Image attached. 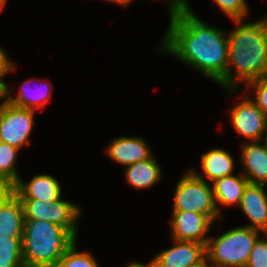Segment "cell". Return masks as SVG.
<instances>
[{"label": "cell", "instance_id": "obj_23", "mask_svg": "<svg viewBox=\"0 0 267 267\" xmlns=\"http://www.w3.org/2000/svg\"><path fill=\"white\" fill-rule=\"evenodd\" d=\"M218 7L232 20L242 19L248 14L246 0H214Z\"/></svg>", "mask_w": 267, "mask_h": 267}, {"label": "cell", "instance_id": "obj_25", "mask_svg": "<svg viewBox=\"0 0 267 267\" xmlns=\"http://www.w3.org/2000/svg\"><path fill=\"white\" fill-rule=\"evenodd\" d=\"M245 86L255 89V98L252 101L267 116V76L248 82Z\"/></svg>", "mask_w": 267, "mask_h": 267}, {"label": "cell", "instance_id": "obj_31", "mask_svg": "<svg viewBox=\"0 0 267 267\" xmlns=\"http://www.w3.org/2000/svg\"><path fill=\"white\" fill-rule=\"evenodd\" d=\"M7 97V87L0 81V99Z\"/></svg>", "mask_w": 267, "mask_h": 267}, {"label": "cell", "instance_id": "obj_30", "mask_svg": "<svg viewBox=\"0 0 267 267\" xmlns=\"http://www.w3.org/2000/svg\"><path fill=\"white\" fill-rule=\"evenodd\" d=\"M128 267H156L152 262H149V264L144 265L139 262H131V264L128 265Z\"/></svg>", "mask_w": 267, "mask_h": 267}, {"label": "cell", "instance_id": "obj_10", "mask_svg": "<svg viewBox=\"0 0 267 267\" xmlns=\"http://www.w3.org/2000/svg\"><path fill=\"white\" fill-rule=\"evenodd\" d=\"M173 242V247L161 251L151 261L156 267H189L206 256L205 244L175 239Z\"/></svg>", "mask_w": 267, "mask_h": 267}, {"label": "cell", "instance_id": "obj_2", "mask_svg": "<svg viewBox=\"0 0 267 267\" xmlns=\"http://www.w3.org/2000/svg\"><path fill=\"white\" fill-rule=\"evenodd\" d=\"M237 26L228 35V67L218 82L222 87L236 90L237 81L248 82L267 76V18L253 23L233 20ZM234 66L235 75L231 72Z\"/></svg>", "mask_w": 267, "mask_h": 267}, {"label": "cell", "instance_id": "obj_18", "mask_svg": "<svg viewBox=\"0 0 267 267\" xmlns=\"http://www.w3.org/2000/svg\"><path fill=\"white\" fill-rule=\"evenodd\" d=\"M201 164L211 182L232 175L234 168L233 158L223 149H213L201 155Z\"/></svg>", "mask_w": 267, "mask_h": 267}, {"label": "cell", "instance_id": "obj_28", "mask_svg": "<svg viewBox=\"0 0 267 267\" xmlns=\"http://www.w3.org/2000/svg\"><path fill=\"white\" fill-rule=\"evenodd\" d=\"M169 11H174L178 9H189V6L185 0H170Z\"/></svg>", "mask_w": 267, "mask_h": 267}, {"label": "cell", "instance_id": "obj_22", "mask_svg": "<svg viewBox=\"0 0 267 267\" xmlns=\"http://www.w3.org/2000/svg\"><path fill=\"white\" fill-rule=\"evenodd\" d=\"M55 267H99L88 252H77L76 241L67 249Z\"/></svg>", "mask_w": 267, "mask_h": 267}, {"label": "cell", "instance_id": "obj_6", "mask_svg": "<svg viewBox=\"0 0 267 267\" xmlns=\"http://www.w3.org/2000/svg\"><path fill=\"white\" fill-rule=\"evenodd\" d=\"M24 209V220H44L66 228L77 238V222L80 208L62 198L44 203L36 199H20Z\"/></svg>", "mask_w": 267, "mask_h": 267}, {"label": "cell", "instance_id": "obj_32", "mask_svg": "<svg viewBox=\"0 0 267 267\" xmlns=\"http://www.w3.org/2000/svg\"><path fill=\"white\" fill-rule=\"evenodd\" d=\"M107 1L115 2L124 7H127L131 3L132 0H107Z\"/></svg>", "mask_w": 267, "mask_h": 267}, {"label": "cell", "instance_id": "obj_3", "mask_svg": "<svg viewBox=\"0 0 267 267\" xmlns=\"http://www.w3.org/2000/svg\"><path fill=\"white\" fill-rule=\"evenodd\" d=\"M76 238L64 227L44 220H24L25 267H55Z\"/></svg>", "mask_w": 267, "mask_h": 267}, {"label": "cell", "instance_id": "obj_8", "mask_svg": "<svg viewBox=\"0 0 267 267\" xmlns=\"http://www.w3.org/2000/svg\"><path fill=\"white\" fill-rule=\"evenodd\" d=\"M232 126L237 133L250 141L266 139L267 116L256 106L251 98L246 97L230 110ZM263 136V138H262Z\"/></svg>", "mask_w": 267, "mask_h": 267}, {"label": "cell", "instance_id": "obj_17", "mask_svg": "<svg viewBox=\"0 0 267 267\" xmlns=\"http://www.w3.org/2000/svg\"><path fill=\"white\" fill-rule=\"evenodd\" d=\"M127 182L135 189H146L161 179V169L153 155L126 167Z\"/></svg>", "mask_w": 267, "mask_h": 267}, {"label": "cell", "instance_id": "obj_15", "mask_svg": "<svg viewBox=\"0 0 267 267\" xmlns=\"http://www.w3.org/2000/svg\"><path fill=\"white\" fill-rule=\"evenodd\" d=\"M24 209L20 198L12 191L0 200V238L22 237Z\"/></svg>", "mask_w": 267, "mask_h": 267}, {"label": "cell", "instance_id": "obj_5", "mask_svg": "<svg viewBox=\"0 0 267 267\" xmlns=\"http://www.w3.org/2000/svg\"><path fill=\"white\" fill-rule=\"evenodd\" d=\"M173 211L194 212L209 216L213 221L222 219L213 196V189L204 176L190 169L177 183Z\"/></svg>", "mask_w": 267, "mask_h": 267}, {"label": "cell", "instance_id": "obj_33", "mask_svg": "<svg viewBox=\"0 0 267 267\" xmlns=\"http://www.w3.org/2000/svg\"><path fill=\"white\" fill-rule=\"evenodd\" d=\"M5 3H6V0H0V11L3 10Z\"/></svg>", "mask_w": 267, "mask_h": 267}, {"label": "cell", "instance_id": "obj_1", "mask_svg": "<svg viewBox=\"0 0 267 267\" xmlns=\"http://www.w3.org/2000/svg\"><path fill=\"white\" fill-rule=\"evenodd\" d=\"M162 51L176 56L218 83L228 67V37L208 26L189 9L169 12Z\"/></svg>", "mask_w": 267, "mask_h": 267}, {"label": "cell", "instance_id": "obj_29", "mask_svg": "<svg viewBox=\"0 0 267 267\" xmlns=\"http://www.w3.org/2000/svg\"><path fill=\"white\" fill-rule=\"evenodd\" d=\"M189 267H212V265L209 263L207 256H205L200 262Z\"/></svg>", "mask_w": 267, "mask_h": 267}, {"label": "cell", "instance_id": "obj_7", "mask_svg": "<svg viewBox=\"0 0 267 267\" xmlns=\"http://www.w3.org/2000/svg\"><path fill=\"white\" fill-rule=\"evenodd\" d=\"M34 122V110L16 107L6 101L0 104V141L17 149L28 145Z\"/></svg>", "mask_w": 267, "mask_h": 267}, {"label": "cell", "instance_id": "obj_26", "mask_svg": "<svg viewBox=\"0 0 267 267\" xmlns=\"http://www.w3.org/2000/svg\"><path fill=\"white\" fill-rule=\"evenodd\" d=\"M15 67L5 51L0 47V81L6 86L7 84L2 80L4 76L10 71H14Z\"/></svg>", "mask_w": 267, "mask_h": 267}, {"label": "cell", "instance_id": "obj_27", "mask_svg": "<svg viewBox=\"0 0 267 267\" xmlns=\"http://www.w3.org/2000/svg\"><path fill=\"white\" fill-rule=\"evenodd\" d=\"M13 191V186L0 175V200L6 198Z\"/></svg>", "mask_w": 267, "mask_h": 267}, {"label": "cell", "instance_id": "obj_11", "mask_svg": "<svg viewBox=\"0 0 267 267\" xmlns=\"http://www.w3.org/2000/svg\"><path fill=\"white\" fill-rule=\"evenodd\" d=\"M265 185L248 184L244 190L239 207L251 220L246 227L267 233V194Z\"/></svg>", "mask_w": 267, "mask_h": 267}, {"label": "cell", "instance_id": "obj_20", "mask_svg": "<svg viewBox=\"0 0 267 267\" xmlns=\"http://www.w3.org/2000/svg\"><path fill=\"white\" fill-rule=\"evenodd\" d=\"M0 267H25L22 237L0 238Z\"/></svg>", "mask_w": 267, "mask_h": 267}, {"label": "cell", "instance_id": "obj_4", "mask_svg": "<svg viewBox=\"0 0 267 267\" xmlns=\"http://www.w3.org/2000/svg\"><path fill=\"white\" fill-rule=\"evenodd\" d=\"M260 230L242 226L208 238L206 256L212 267H245Z\"/></svg>", "mask_w": 267, "mask_h": 267}, {"label": "cell", "instance_id": "obj_13", "mask_svg": "<svg viewBox=\"0 0 267 267\" xmlns=\"http://www.w3.org/2000/svg\"><path fill=\"white\" fill-rule=\"evenodd\" d=\"M241 163L245 167L243 176L250 184L266 185L267 183V142L244 143L241 149Z\"/></svg>", "mask_w": 267, "mask_h": 267}, {"label": "cell", "instance_id": "obj_21", "mask_svg": "<svg viewBox=\"0 0 267 267\" xmlns=\"http://www.w3.org/2000/svg\"><path fill=\"white\" fill-rule=\"evenodd\" d=\"M19 149L0 141V175L14 186L20 179L15 161Z\"/></svg>", "mask_w": 267, "mask_h": 267}, {"label": "cell", "instance_id": "obj_16", "mask_svg": "<svg viewBox=\"0 0 267 267\" xmlns=\"http://www.w3.org/2000/svg\"><path fill=\"white\" fill-rule=\"evenodd\" d=\"M248 184L249 181L242 173H240L239 176L230 175L213 182V196L219 215H221V213L218 203L228 206L238 204L239 206L244 190Z\"/></svg>", "mask_w": 267, "mask_h": 267}, {"label": "cell", "instance_id": "obj_24", "mask_svg": "<svg viewBox=\"0 0 267 267\" xmlns=\"http://www.w3.org/2000/svg\"><path fill=\"white\" fill-rule=\"evenodd\" d=\"M265 237L266 239L258 237L254 242L245 267H267V233Z\"/></svg>", "mask_w": 267, "mask_h": 267}, {"label": "cell", "instance_id": "obj_19", "mask_svg": "<svg viewBox=\"0 0 267 267\" xmlns=\"http://www.w3.org/2000/svg\"><path fill=\"white\" fill-rule=\"evenodd\" d=\"M41 89H37L38 91L34 92V94H31V89L32 87H30L29 81H25L22 84V89H20L19 93L17 94V97H12V95L10 94L11 91L9 90V88L7 87V97H6V101L16 107H20V108H26V109H30V110H36L41 108V106L43 107L47 101L50 98V92H51V86L50 85H43L44 83L40 82ZM44 87H43V86ZM30 89V92H29ZM34 89V88H33ZM44 89V90H43ZM41 90V91H40ZM43 90V91H42ZM33 91V90H32Z\"/></svg>", "mask_w": 267, "mask_h": 267}, {"label": "cell", "instance_id": "obj_14", "mask_svg": "<svg viewBox=\"0 0 267 267\" xmlns=\"http://www.w3.org/2000/svg\"><path fill=\"white\" fill-rule=\"evenodd\" d=\"M107 155L126 166L138 161H144L152 156L147 144L140 137H119L110 143Z\"/></svg>", "mask_w": 267, "mask_h": 267}, {"label": "cell", "instance_id": "obj_12", "mask_svg": "<svg viewBox=\"0 0 267 267\" xmlns=\"http://www.w3.org/2000/svg\"><path fill=\"white\" fill-rule=\"evenodd\" d=\"M13 192L20 199H36L44 203L55 202L61 198L60 183L51 175L41 174L24 183L20 178L13 186Z\"/></svg>", "mask_w": 267, "mask_h": 267}, {"label": "cell", "instance_id": "obj_9", "mask_svg": "<svg viewBox=\"0 0 267 267\" xmlns=\"http://www.w3.org/2000/svg\"><path fill=\"white\" fill-rule=\"evenodd\" d=\"M172 216V239L207 245L209 237L205 238V234L214 222L209 216L185 211H173Z\"/></svg>", "mask_w": 267, "mask_h": 267}]
</instances>
